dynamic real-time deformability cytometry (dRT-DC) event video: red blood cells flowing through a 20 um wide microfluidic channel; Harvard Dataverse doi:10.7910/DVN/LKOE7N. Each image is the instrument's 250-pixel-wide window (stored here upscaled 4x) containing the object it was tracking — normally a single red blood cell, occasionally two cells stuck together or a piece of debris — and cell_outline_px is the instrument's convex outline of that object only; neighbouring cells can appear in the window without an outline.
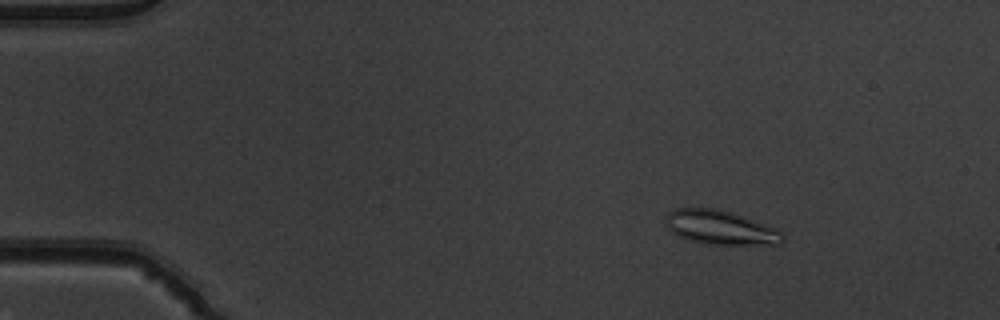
{"species": "common noctule bat (a hibernating species)", "species_latin": "Nyctalus noctula", "temperature_condition": "warm", "stored_images_in_passage": 52, "camera_frame_rate_fps": 3000, "um_per_image_px": 0.085, "animal": {"sex": "male", "body_mass_g": 19.5, "forearm_length_mm": 54.6}, "frame": {"image": 1, "passage_image": 7, "time_ms": 2.0, "image_size_px": [1000, 320], "cell_outline_px": [[784, 240], [780, 244], [700, 244], [688, 240], [672, 232], [664, 224], [664, 216], [668, 212], [676, 208], [720, 208], [732, 212], [772, 228], [780, 232], [784, 236]], "centroid_in_image_um": [61.13, 19.33], "position_along_channel_um": 23.9, "area_um2": 23.18}}
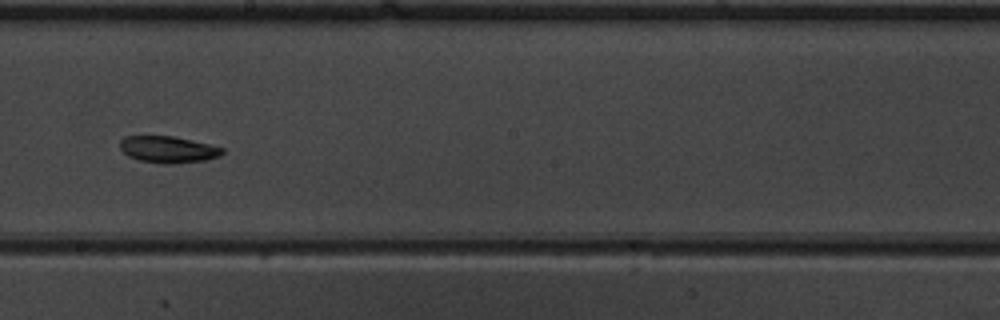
{"frame": {"image": 2, "passage_image": 30, "time_ms": 9.667, "image_size_px": [1000, 320], "cell_outline_px": [[224, 152], [220, 156], [204, 160], [176, 164], [164, 164], [140, 160], [128, 156], [120, 148], [120, 140], [124, 136], [172, 136], [208, 144], [224, 148]], "centroid_in_image_um": [14.28, 12.71], "position_along_channel_um": 233.9, "area_um2": 15.84}}
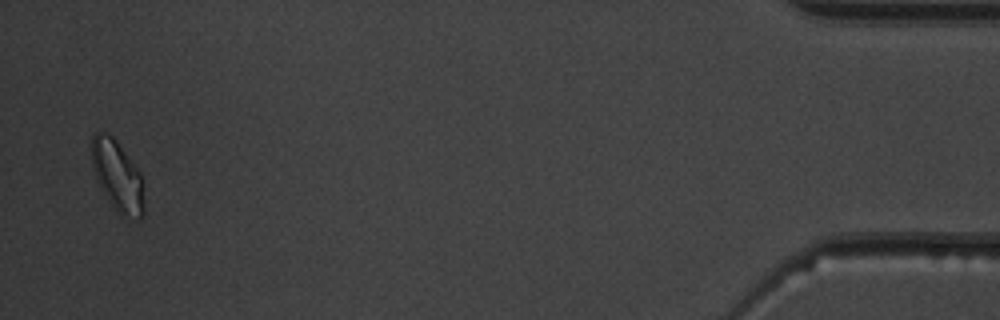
{"frame": {"image": 3, "passage_image": 51, "time_ms": 16.667, "image_size_px": [1000, 320], "cell_outline_px": [[144, 212], [140, 216], [120, 216], [116, 212], [108, 200], [96, 180], [92, 168], [92, 136], [96, 132], [104, 132], [112, 136], [116, 140], [140, 172], [144, 208]], "centroid_in_image_um": [9.95, 14.94], "position_along_channel_um": 425.3, "area_um2": 21.21}, "authors_computed_cell_mechanics": {"area_um2": 17.1955, "velocity_mm_per_s": 3.8822, "shape_relaxation_time_tau1_ms": null, "shape_relaxation_time_tau2_ms": 4.0588, "deformation_change_tau1": null, "deformation_change_tau2": 0.0924}}